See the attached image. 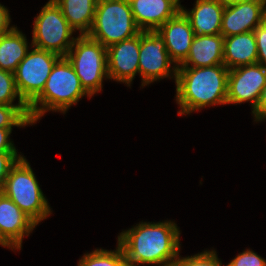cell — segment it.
Returning a JSON list of instances; mask_svg holds the SVG:
<instances>
[{"label": "cell", "mask_w": 266, "mask_h": 266, "mask_svg": "<svg viewBox=\"0 0 266 266\" xmlns=\"http://www.w3.org/2000/svg\"><path fill=\"white\" fill-rule=\"evenodd\" d=\"M61 57L34 47L19 63L14 75L22 100L29 106L43 91L55 63Z\"/></svg>", "instance_id": "ba28073f"}, {"label": "cell", "mask_w": 266, "mask_h": 266, "mask_svg": "<svg viewBox=\"0 0 266 266\" xmlns=\"http://www.w3.org/2000/svg\"><path fill=\"white\" fill-rule=\"evenodd\" d=\"M73 32L75 30L68 24L62 10L49 0L35 18L31 47L66 57L76 39L71 38Z\"/></svg>", "instance_id": "52a82bcc"}, {"label": "cell", "mask_w": 266, "mask_h": 266, "mask_svg": "<svg viewBox=\"0 0 266 266\" xmlns=\"http://www.w3.org/2000/svg\"><path fill=\"white\" fill-rule=\"evenodd\" d=\"M136 25L141 31H156L180 10V0H129Z\"/></svg>", "instance_id": "9a60e30c"}, {"label": "cell", "mask_w": 266, "mask_h": 266, "mask_svg": "<svg viewBox=\"0 0 266 266\" xmlns=\"http://www.w3.org/2000/svg\"><path fill=\"white\" fill-rule=\"evenodd\" d=\"M32 125L28 105H0V128Z\"/></svg>", "instance_id": "7402d4cb"}, {"label": "cell", "mask_w": 266, "mask_h": 266, "mask_svg": "<svg viewBox=\"0 0 266 266\" xmlns=\"http://www.w3.org/2000/svg\"><path fill=\"white\" fill-rule=\"evenodd\" d=\"M78 266H129L122 247L116 250L96 249L86 253L78 262Z\"/></svg>", "instance_id": "44dd1931"}, {"label": "cell", "mask_w": 266, "mask_h": 266, "mask_svg": "<svg viewBox=\"0 0 266 266\" xmlns=\"http://www.w3.org/2000/svg\"><path fill=\"white\" fill-rule=\"evenodd\" d=\"M62 10L68 24L79 35H87L92 27L98 0H53Z\"/></svg>", "instance_id": "d6986e66"}, {"label": "cell", "mask_w": 266, "mask_h": 266, "mask_svg": "<svg viewBox=\"0 0 266 266\" xmlns=\"http://www.w3.org/2000/svg\"><path fill=\"white\" fill-rule=\"evenodd\" d=\"M225 5L218 0H196L190 11L181 5V11L188 18L195 35L221 34V22Z\"/></svg>", "instance_id": "2e32d148"}, {"label": "cell", "mask_w": 266, "mask_h": 266, "mask_svg": "<svg viewBox=\"0 0 266 266\" xmlns=\"http://www.w3.org/2000/svg\"><path fill=\"white\" fill-rule=\"evenodd\" d=\"M173 266H222L215 250H205L193 256L181 257Z\"/></svg>", "instance_id": "cb8c5ba5"}, {"label": "cell", "mask_w": 266, "mask_h": 266, "mask_svg": "<svg viewBox=\"0 0 266 266\" xmlns=\"http://www.w3.org/2000/svg\"><path fill=\"white\" fill-rule=\"evenodd\" d=\"M36 226L9 197L0 193V236L14 250H21L24 236H29Z\"/></svg>", "instance_id": "4fadbf2b"}, {"label": "cell", "mask_w": 266, "mask_h": 266, "mask_svg": "<svg viewBox=\"0 0 266 266\" xmlns=\"http://www.w3.org/2000/svg\"><path fill=\"white\" fill-rule=\"evenodd\" d=\"M229 69L224 65L178 67L176 102L179 115L190 114L206 106L227 104Z\"/></svg>", "instance_id": "7a4b0ae2"}, {"label": "cell", "mask_w": 266, "mask_h": 266, "mask_svg": "<svg viewBox=\"0 0 266 266\" xmlns=\"http://www.w3.org/2000/svg\"><path fill=\"white\" fill-rule=\"evenodd\" d=\"M164 39L170 58L179 66L188 56L195 33L180 10L156 30Z\"/></svg>", "instance_id": "5bb4252c"}, {"label": "cell", "mask_w": 266, "mask_h": 266, "mask_svg": "<svg viewBox=\"0 0 266 266\" xmlns=\"http://www.w3.org/2000/svg\"><path fill=\"white\" fill-rule=\"evenodd\" d=\"M257 53L253 31L224 37L223 59L228 69L257 63Z\"/></svg>", "instance_id": "ac0fdd59"}, {"label": "cell", "mask_w": 266, "mask_h": 266, "mask_svg": "<svg viewBox=\"0 0 266 266\" xmlns=\"http://www.w3.org/2000/svg\"><path fill=\"white\" fill-rule=\"evenodd\" d=\"M224 36L195 35L187 58L178 67H210L224 64Z\"/></svg>", "instance_id": "e0dca14e"}, {"label": "cell", "mask_w": 266, "mask_h": 266, "mask_svg": "<svg viewBox=\"0 0 266 266\" xmlns=\"http://www.w3.org/2000/svg\"><path fill=\"white\" fill-rule=\"evenodd\" d=\"M221 4L223 5H229V4H233L236 3L239 0H218Z\"/></svg>", "instance_id": "4dcf8cb0"}, {"label": "cell", "mask_w": 266, "mask_h": 266, "mask_svg": "<svg viewBox=\"0 0 266 266\" xmlns=\"http://www.w3.org/2000/svg\"><path fill=\"white\" fill-rule=\"evenodd\" d=\"M265 85L266 67L259 63L229 69L227 104H242L250 101L253 111Z\"/></svg>", "instance_id": "30bf717a"}, {"label": "cell", "mask_w": 266, "mask_h": 266, "mask_svg": "<svg viewBox=\"0 0 266 266\" xmlns=\"http://www.w3.org/2000/svg\"><path fill=\"white\" fill-rule=\"evenodd\" d=\"M18 98V104L13 102ZM0 105H27L19 95L14 73L0 69Z\"/></svg>", "instance_id": "603a6c76"}, {"label": "cell", "mask_w": 266, "mask_h": 266, "mask_svg": "<svg viewBox=\"0 0 266 266\" xmlns=\"http://www.w3.org/2000/svg\"><path fill=\"white\" fill-rule=\"evenodd\" d=\"M66 57L73 65L82 87L91 97L102 91L103 79H109L106 47L87 35H79Z\"/></svg>", "instance_id": "8992f818"}, {"label": "cell", "mask_w": 266, "mask_h": 266, "mask_svg": "<svg viewBox=\"0 0 266 266\" xmlns=\"http://www.w3.org/2000/svg\"><path fill=\"white\" fill-rule=\"evenodd\" d=\"M254 121L260 122L262 119L266 118V85L262 89L260 99L256 108L252 111Z\"/></svg>", "instance_id": "f1b7e54d"}, {"label": "cell", "mask_w": 266, "mask_h": 266, "mask_svg": "<svg viewBox=\"0 0 266 266\" xmlns=\"http://www.w3.org/2000/svg\"><path fill=\"white\" fill-rule=\"evenodd\" d=\"M117 243L122 247L129 266H173L180 255V230L171 220L140 222L121 232Z\"/></svg>", "instance_id": "6da1fadb"}, {"label": "cell", "mask_w": 266, "mask_h": 266, "mask_svg": "<svg viewBox=\"0 0 266 266\" xmlns=\"http://www.w3.org/2000/svg\"><path fill=\"white\" fill-rule=\"evenodd\" d=\"M26 36L15 27L0 36V69L15 73L29 51Z\"/></svg>", "instance_id": "ffe728a7"}, {"label": "cell", "mask_w": 266, "mask_h": 266, "mask_svg": "<svg viewBox=\"0 0 266 266\" xmlns=\"http://www.w3.org/2000/svg\"><path fill=\"white\" fill-rule=\"evenodd\" d=\"M172 69H171V65ZM178 66L170 58L164 39L157 31L140 32L139 75L142 87L154 81L174 77L176 81ZM172 72V73H171Z\"/></svg>", "instance_id": "9c48e42d"}, {"label": "cell", "mask_w": 266, "mask_h": 266, "mask_svg": "<svg viewBox=\"0 0 266 266\" xmlns=\"http://www.w3.org/2000/svg\"><path fill=\"white\" fill-rule=\"evenodd\" d=\"M266 0H239L225 5L221 22L224 37L238 35L255 28L264 22Z\"/></svg>", "instance_id": "8fae6325"}, {"label": "cell", "mask_w": 266, "mask_h": 266, "mask_svg": "<svg viewBox=\"0 0 266 266\" xmlns=\"http://www.w3.org/2000/svg\"><path fill=\"white\" fill-rule=\"evenodd\" d=\"M21 157L22 155H18L17 153H0V193L2 192L11 167Z\"/></svg>", "instance_id": "484cf974"}, {"label": "cell", "mask_w": 266, "mask_h": 266, "mask_svg": "<svg viewBox=\"0 0 266 266\" xmlns=\"http://www.w3.org/2000/svg\"><path fill=\"white\" fill-rule=\"evenodd\" d=\"M264 22L266 23V12H265V16H264Z\"/></svg>", "instance_id": "d6a6232c"}, {"label": "cell", "mask_w": 266, "mask_h": 266, "mask_svg": "<svg viewBox=\"0 0 266 266\" xmlns=\"http://www.w3.org/2000/svg\"><path fill=\"white\" fill-rule=\"evenodd\" d=\"M12 128H0V153H18L10 140Z\"/></svg>", "instance_id": "83f0119b"}, {"label": "cell", "mask_w": 266, "mask_h": 266, "mask_svg": "<svg viewBox=\"0 0 266 266\" xmlns=\"http://www.w3.org/2000/svg\"><path fill=\"white\" fill-rule=\"evenodd\" d=\"M140 32L129 0H98L93 24L87 36L107 48Z\"/></svg>", "instance_id": "5b68a950"}, {"label": "cell", "mask_w": 266, "mask_h": 266, "mask_svg": "<svg viewBox=\"0 0 266 266\" xmlns=\"http://www.w3.org/2000/svg\"><path fill=\"white\" fill-rule=\"evenodd\" d=\"M10 22L11 19L8 9L4 5L0 4V36L12 31L15 28V26H10Z\"/></svg>", "instance_id": "f546056e"}, {"label": "cell", "mask_w": 266, "mask_h": 266, "mask_svg": "<svg viewBox=\"0 0 266 266\" xmlns=\"http://www.w3.org/2000/svg\"><path fill=\"white\" fill-rule=\"evenodd\" d=\"M0 245L3 247H7V248H11L12 250H14L1 236H0Z\"/></svg>", "instance_id": "1f68e13d"}, {"label": "cell", "mask_w": 266, "mask_h": 266, "mask_svg": "<svg viewBox=\"0 0 266 266\" xmlns=\"http://www.w3.org/2000/svg\"><path fill=\"white\" fill-rule=\"evenodd\" d=\"M257 43V63L266 67V23L258 25L253 31Z\"/></svg>", "instance_id": "4316f807"}, {"label": "cell", "mask_w": 266, "mask_h": 266, "mask_svg": "<svg viewBox=\"0 0 266 266\" xmlns=\"http://www.w3.org/2000/svg\"><path fill=\"white\" fill-rule=\"evenodd\" d=\"M225 266H266V260L256 252L246 249Z\"/></svg>", "instance_id": "d4e9b609"}, {"label": "cell", "mask_w": 266, "mask_h": 266, "mask_svg": "<svg viewBox=\"0 0 266 266\" xmlns=\"http://www.w3.org/2000/svg\"><path fill=\"white\" fill-rule=\"evenodd\" d=\"M2 193L37 225L52 214L51 207L38 184L30 163L24 156L11 167Z\"/></svg>", "instance_id": "277c9868"}, {"label": "cell", "mask_w": 266, "mask_h": 266, "mask_svg": "<svg viewBox=\"0 0 266 266\" xmlns=\"http://www.w3.org/2000/svg\"><path fill=\"white\" fill-rule=\"evenodd\" d=\"M140 33L107 47L109 79L130 86L139 73Z\"/></svg>", "instance_id": "7c38bea8"}, {"label": "cell", "mask_w": 266, "mask_h": 266, "mask_svg": "<svg viewBox=\"0 0 266 266\" xmlns=\"http://www.w3.org/2000/svg\"><path fill=\"white\" fill-rule=\"evenodd\" d=\"M85 95L91 98L82 87L71 62L67 57H61L55 63L42 93L29 105L32 125L49 110L66 113Z\"/></svg>", "instance_id": "3957f363"}]
</instances>
